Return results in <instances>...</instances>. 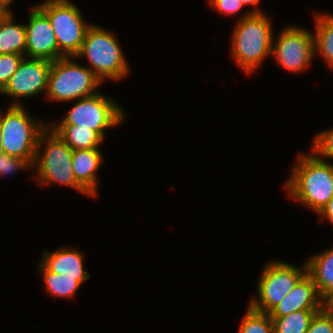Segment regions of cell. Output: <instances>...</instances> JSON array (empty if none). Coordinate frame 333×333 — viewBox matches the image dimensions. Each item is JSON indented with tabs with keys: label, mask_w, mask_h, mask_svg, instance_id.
<instances>
[{
	"label": "cell",
	"mask_w": 333,
	"mask_h": 333,
	"mask_svg": "<svg viewBox=\"0 0 333 333\" xmlns=\"http://www.w3.org/2000/svg\"><path fill=\"white\" fill-rule=\"evenodd\" d=\"M300 153L284 187L289 197L318 214L333 196V164Z\"/></svg>",
	"instance_id": "1"
},
{
	"label": "cell",
	"mask_w": 333,
	"mask_h": 333,
	"mask_svg": "<svg viewBox=\"0 0 333 333\" xmlns=\"http://www.w3.org/2000/svg\"><path fill=\"white\" fill-rule=\"evenodd\" d=\"M272 29L270 19L257 7L238 20L232 34L231 52L242 70L251 74L271 55Z\"/></svg>",
	"instance_id": "2"
},
{
	"label": "cell",
	"mask_w": 333,
	"mask_h": 333,
	"mask_svg": "<svg viewBox=\"0 0 333 333\" xmlns=\"http://www.w3.org/2000/svg\"><path fill=\"white\" fill-rule=\"evenodd\" d=\"M48 126L41 132L36 149L33 169L36 170L39 185L50 183L74 188L86 196L92 197L77 181L73 173V150ZM46 143V144H45ZM45 147L42 152L41 148Z\"/></svg>",
	"instance_id": "3"
},
{
	"label": "cell",
	"mask_w": 333,
	"mask_h": 333,
	"mask_svg": "<svg viewBox=\"0 0 333 333\" xmlns=\"http://www.w3.org/2000/svg\"><path fill=\"white\" fill-rule=\"evenodd\" d=\"M86 57L88 68L103 82L123 79L130 71V66L119 45L115 34L100 26L90 25L80 52L75 56Z\"/></svg>",
	"instance_id": "4"
},
{
	"label": "cell",
	"mask_w": 333,
	"mask_h": 333,
	"mask_svg": "<svg viewBox=\"0 0 333 333\" xmlns=\"http://www.w3.org/2000/svg\"><path fill=\"white\" fill-rule=\"evenodd\" d=\"M73 59V56L62 57L52 62L46 93L48 100L70 102L98 93L96 90L102 81L88 66H82Z\"/></svg>",
	"instance_id": "5"
},
{
	"label": "cell",
	"mask_w": 333,
	"mask_h": 333,
	"mask_svg": "<svg viewBox=\"0 0 333 333\" xmlns=\"http://www.w3.org/2000/svg\"><path fill=\"white\" fill-rule=\"evenodd\" d=\"M47 123L36 121L23 105H10L0 112V131L3 153L26 159L32 166L37 142Z\"/></svg>",
	"instance_id": "6"
},
{
	"label": "cell",
	"mask_w": 333,
	"mask_h": 333,
	"mask_svg": "<svg viewBox=\"0 0 333 333\" xmlns=\"http://www.w3.org/2000/svg\"><path fill=\"white\" fill-rule=\"evenodd\" d=\"M37 6L48 16L59 53L63 57H75L91 25L85 22L78 6L69 0H46Z\"/></svg>",
	"instance_id": "7"
},
{
	"label": "cell",
	"mask_w": 333,
	"mask_h": 333,
	"mask_svg": "<svg viewBox=\"0 0 333 333\" xmlns=\"http://www.w3.org/2000/svg\"><path fill=\"white\" fill-rule=\"evenodd\" d=\"M257 284V294L249 305L259 312L269 313L307 273L306 264L297 267L284 261H271L263 267Z\"/></svg>",
	"instance_id": "8"
},
{
	"label": "cell",
	"mask_w": 333,
	"mask_h": 333,
	"mask_svg": "<svg viewBox=\"0 0 333 333\" xmlns=\"http://www.w3.org/2000/svg\"><path fill=\"white\" fill-rule=\"evenodd\" d=\"M76 101L57 125L88 127L105 139V129L119 125L125 118V113L117 101L102 93Z\"/></svg>",
	"instance_id": "9"
},
{
	"label": "cell",
	"mask_w": 333,
	"mask_h": 333,
	"mask_svg": "<svg viewBox=\"0 0 333 333\" xmlns=\"http://www.w3.org/2000/svg\"><path fill=\"white\" fill-rule=\"evenodd\" d=\"M277 38H273L271 54H274L278 65L290 72L305 71L316 56L314 34L305 28L290 25Z\"/></svg>",
	"instance_id": "10"
},
{
	"label": "cell",
	"mask_w": 333,
	"mask_h": 333,
	"mask_svg": "<svg viewBox=\"0 0 333 333\" xmlns=\"http://www.w3.org/2000/svg\"><path fill=\"white\" fill-rule=\"evenodd\" d=\"M52 62L44 59L24 57L18 69L13 73L7 85L0 92L12 98H18L11 105H23L21 98H28L48 89V75Z\"/></svg>",
	"instance_id": "11"
},
{
	"label": "cell",
	"mask_w": 333,
	"mask_h": 333,
	"mask_svg": "<svg viewBox=\"0 0 333 333\" xmlns=\"http://www.w3.org/2000/svg\"><path fill=\"white\" fill-rule=\"evenodd\" d=\"M26 30L25 57L55 61L63 56L59 53L54 30L48 16L38 7H32Z\"/></svg>",
	"instance_id": "12"
},
{
	"label": "cell",
	"mask_w": 333,
	"mask_h": 333,
	"mask_svg": "<svg viewBox=\"0 0 333 333\" xmlns=\"http://www.w3.org/2000/svg\"><path fill=\"white\" fill-rule=\"evenodd\" d=\"M323 308L324 299L319 295L312 278L306 273L268 314L270 317H283L299 310Z\"/></svg>",
	"instance_id": "13"
},
{
	"label": "cell",
	"mask_w": 333,
	"mask_h": 333,
	"mask_svg": "<svg viewBox=\"0 0 333 333\" xmlns=\"http://www.w3.org/2000/svg\"><path fill=\"white\" fill-rule=\"evenodd\" d=\"M99 148L74 150L72 154L73 173L76 181L92 196L97 195V171L103 163Z\"/></svg>",
	"instance_id": "14"
},
{
	"label": "cell",
	"mask_w": 333,
	"mask_h": 333,
	"mask_svg": "<svg viewBox=\"0 0 333 333\" xmlns=\"http://www.w3.org/2000/svg\"><path fill=\"white\" fill-rule=\"evenodd\" d=\"M84 255L78 250L67 249V246L53 252L44 251L41 264L50 272L68 274L71 277H90L84 271Z\"/></svg>",
	"instance_id": "15"
},
{
	"label": "cell",
	"mask_w": 333,
	"mask_h": 333,
	"mask_svg": "<svg viewBox=\"0 0 333 333\" xmlns=\"http://www.w3.org/2000/svg\"><path fill=\"white\" fill-rule=\"evenodd\" d=\"M306 268L319 295L325 299L333 291V247L309 257Z\"/></svg>",
	"instance_id": "16"
},
{
	"label": "cell",
	"mask_w": 333,
	"mask_h": 333,
	"mask_svg": "<svg viewBox=\"0 0 333 333\" xmlns=\"http://www.w3.org/2000/svg\"><path fill=\"white\" fill-rule=\"evenodd\" d=\"M74 151L79 149L99 148L104 140L96 131L79 125L49 126Z\"/></svg>",
	"instance_id": "17"
},
{
	"label": "cell",
	"mask_w": 333,
	"mask_h": 333,
	"mask_svg": "<svg viewBox=\"0 0 333 333\" xmlns=\"http://www.w3.org/2000/svg\"><path fill=\"white\" fill-rule=\"evenodd\" d=\"M13 13L0 22V55L26 52L25 24L14 23Z\"/></svg>",
	"instance_id": "18"
},
{
	"label": "cell",
	"mask_w": 333,
	"mask_h": 333,
	"mask_svg": "<svg viewBox=\"0 0 333 333\" xmlns=\"http://www.w3.org/2000/svg\"><path fill=\"white\" fill-rule=\"evenodd\" d=\"M44 278L46 292L52 296L61 298H72L75 296L80 285L87 281L90 277H71L68 274H57L48 271L41 263L39 265Z\"/></svg>",
	"instance_id": "19"
},
{
	"label": "cell",
	"mask_w": 333,
	"mask_h": 333,
	"mask_svg": "<svg viewBox=\"0 0 333 333\" xmlns=\"http://www.w3.org/2000/svg\"><path fill=\"white\" fill-rule=\"evenodd\" d=\"M315 18V54L323 56L333 69V15L317 13Z\"/></svg>",
	"instance_id": "20"
},
{
	"label": "cell",
	"mask_w": 333,
	"mask_h": 333,
	"mask_svg": "<svg viewBox=\"0 0 333 333\" xmlns=\"http://www.w3.org/2000/svg\"><path fill=\"white\" fill-rule=\"evenodd\" d=\"M321 310H299L283 317H270L274 333H306L314 315Z\"/></svg>",
	"instance_id": "21"
},
{
	"label": "cell",
	"mask_w": 333,
	"mask_h": 333,
	"mask_svg": "<svg viewBox=\"0 0 333 333\" xmlns=\"http://www.w3.org/2000/svg\"><path fill=\"white\" fill-rule=\"evenodd\" d=\"M238 330L239 333H274L273 320L268 313L254 310L248 305Z\"/></svg>",
	"instance_id": "22"
},
{
	"label": "cell",
	"mask_w": 333,
	"mask_h": 333,
	"mask_svg": "<svg viewBox=\"0 0 333 333\" xmlns=\"http://www.w3.org/2000/svg\"><path fill=\"white\" fill-rule=\"evenodd\" d=\"M311 151L321 160L333 159V128L322 131L313 139Z\"/></svg>",
	"instance_id": "23"
},
{
	"label": "cell",
	"mask_w": 333,
	"mask_h": 333,
	"mask_svg": "<svg viewBox=\"0 0 333 333\" xmlns=\"http://www.w3.org/2000/svg\"><path fill=\"white\" fill-rule=\"evenodd\" d=\"M25 55L3 54L0 55V92L7 85L13 73L18 69Z\"/></svg>",
	"instance_id": "24"
},
{
	"label": "cell",
	"mask_w": 333,
	"mask_h": 333,
	"mask_svg": "<svg viewBox=\"0 0 333 333\" xmlns=\"http://www.w3.org/2000/svg\"><path fill=\"white\" fill-rule=\"evenodd\" d=\"M306 333H333V312L325 308L317 312Z\"/></svg>",
	"instance_id": "25"
},
{
	"label": "cell",
	"mask_w": 333,
	"mask_h": 333,
	"mask_svg": "<svg viewBox=\"0 0 333 333\" xmlns=\"http://www.w3.org/2000/svg\"><path fill=\"white\" fill-rule=\"evenodd\" d=\"M30 168L33 167L26 159L4 153L0 155V177L11 175L19 170H26Z\"/></svg>",
	"instance_id": "26"
},
{
	"label": "cell",
	"mask_w": 333,
	"mask_h": 333,
	"mask_svg": "<svg viewBox=\"0 0 333 333\" xmlns=\"http://www.w3.org/2000/svg\"><path fill=\"white\" fill-rule=\"evenodd\" d=\"M209 2L216 12L226 16L236 15L244 7L240 0H209Z\"/></svg>",
	"instance_id": "27"
},
{
	"label": "cell",
	"mask_w": 333,
	"mask_h": 333,
	"mask_svg": "<svg viewBox=\"0 0 333 333\" xmlns=\"http://www.w3.org/2000/svg\"><path fill=\"white\" fill-rule=\"evenodd\" d=\"M318 215L320 216L321 221L325 219L333 225V196Z\"/></svg>",
	"instance_id": "28"
},
{
	"label": "cell",
	"mask_w": 333,
	"mask_h": 333,
	"mask_svg": "<svg viewBox=\"0 0 333 333\" xmlns=\"http://www.w3.org/2000/svg\"><path fill=\"white\" fill-rule=\"evenodd\" d=\"M11 14L9 6L0 0V22L7 19Z\"/></svg>",
	"instance_id": "29"
},
{
	"label": "cell",
	"mask_w": 333,
	"mask_h": 333,
	"mask_svg": "<svg viewBox=\"0 0 333 333\" xmlns=\"http://www.w3.org/2000/svg\"><path fill=\"white\" fill-rule=\"evenodd\" d=\"M324 308L333 312V291L324 299Z\"/></svg>",
	"instance_id": "30"
},
{
	"label": "cell",
	"mask_w": 333,
	"mask_h": 333,
	"mask_svg": "<svg viewBox=\"0 0 333 333\" xmlns=\"http://www.w3.org/2000/svg\"><path fill=\"white\" fill-rule=\"evenodd\" d=\"M242 4L245 5H254V7H258L260 0H240Z\"/></svg>",
	"instance_id": "31"
},
{
	"label": "cell",
	"mask_w": 333,
	"mask_h": 333,
	"mask_svg": "<svg viewBox=\"0 0 333 333\" xmlns=\"http://www.w3.org/2000/svg\"><path fill=\"white\" fill-rule=\"evenodd\" d=\"M3 154L2 140H1V131H0V155Z\"/></svg>",
	"instance_id": "32"
},
{
	"label": "cell",
	"mask_w": 333,
	"mask_h": 333,
	"mask_svg": "<svg viewBox=\"0 0 333 333\" xmlns=\"http://www.w3.org/2000/svg\"><path fill=\"white\" fill-rule=\"evenodd\" d=\"M1 1L4 2L5 4H7L8 6H10L12 1H14V0H1Z\"/></svg>",
	"instance_id": "33"
}]
</instances>
